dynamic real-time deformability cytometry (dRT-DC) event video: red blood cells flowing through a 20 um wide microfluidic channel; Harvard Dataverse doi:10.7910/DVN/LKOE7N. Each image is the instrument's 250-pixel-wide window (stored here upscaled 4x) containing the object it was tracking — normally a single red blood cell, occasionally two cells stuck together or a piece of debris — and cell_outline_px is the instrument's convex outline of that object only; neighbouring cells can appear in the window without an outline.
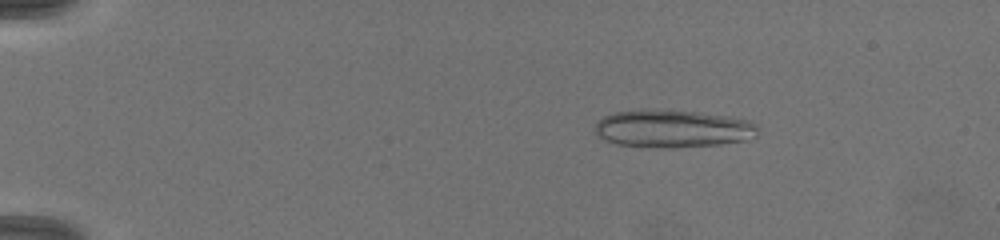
{"species": "common noctule bat (a hibernating species)", "species_latin": "Nyctalus noctula", "temperature_condition": "warm", "stored_images_in_passage": 14, "camera_frame_rate_fps": 3000, "um_per_image_px": 0.085, "animal": {"sex": "female", "body_mass_g": 19.5, "forearm_length_mm": 54.1}, "frame": {"image": 1, "passage_image": 1, "time_ms": 0.0, "image_size_px": [1000, 240], "cell_outline_px": [[760, 128], [756, 136], [740, 140], [720, 144], [676, 148], [656, 148], [616, 144], [604, 140], [596, 132], [596, 124], [604, 116], [612, 112], [644, 108], [696, 112], [728, 116], [752, 120]], "centroid_in_image_um": [57.18, 10.93], "position_along_channel_um": 27.8, "area_um2": 36.18}}